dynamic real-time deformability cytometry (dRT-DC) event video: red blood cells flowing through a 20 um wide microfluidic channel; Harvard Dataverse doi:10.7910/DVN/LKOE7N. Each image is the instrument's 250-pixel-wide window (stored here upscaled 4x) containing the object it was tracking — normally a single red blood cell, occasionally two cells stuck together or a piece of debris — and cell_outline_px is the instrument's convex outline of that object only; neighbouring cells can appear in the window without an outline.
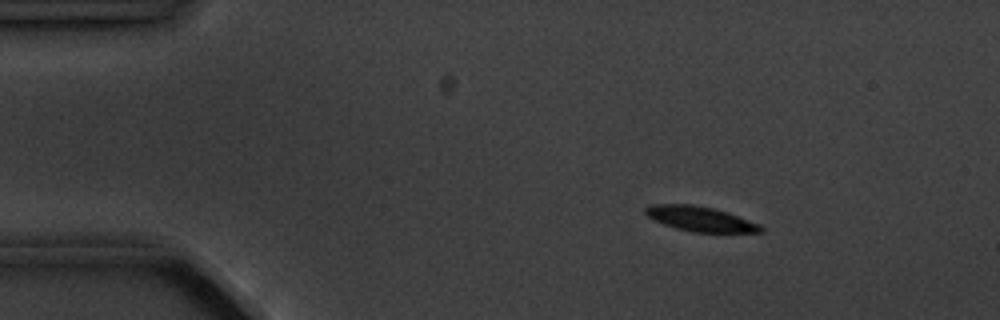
{"species": "common noctule bat (a hibernating species)", "species_latin": "Nyctalus noctula", "temperature_condition": "cold", "stored_images_in_passage": 15, "camera_frame_rate_fps": 3000, "um_per_image_px": 0.085, "animal": {"sex": "male", "body_mass_g": 20.1, "forearm_length_mm": 53.5}, "frame": {"image": 1, "passage_image": 3, "time_ms": 2.333, "image_size_px": [1000, 320], "cell_outline_px": [[764, 232], [692, 232], [676, 228], [652, 220], [644, 212], [644, 208], [652, 204], [692, 204], [712, 208], [728, 212], [760, 224], [764, 228]], "centroid_in_image_um": [59.52, 18.6], "position_along_channel_um": 25.5, "area_um2": 16.76}}
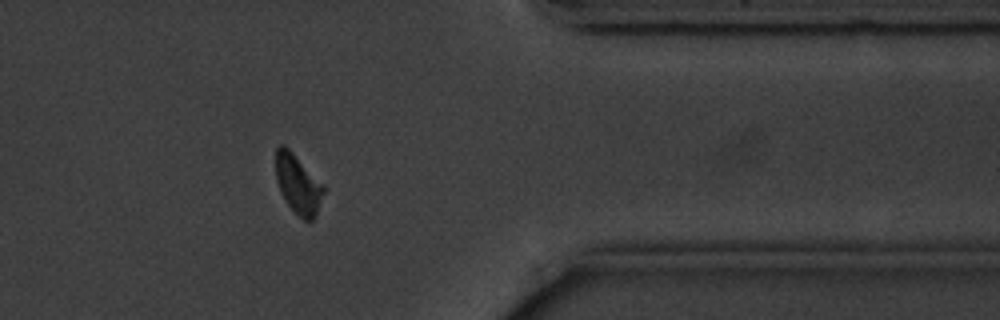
{"frame": {"image": 2, "passage_image": 13, "time_ms": 14.667, "image_size_px": [1000, 320], "cell_outline_px": [[324, 192], [316, 216], [312, 220], [304, 220], [284, 200], [280, 192], [276, 180], [276, 148], [280, 144], [284, 144], [324, 184]], "centroid_in_image_um": [25.33, 15.64], "position_along_channel_um": 386.1, "area_um2": 16.42}}
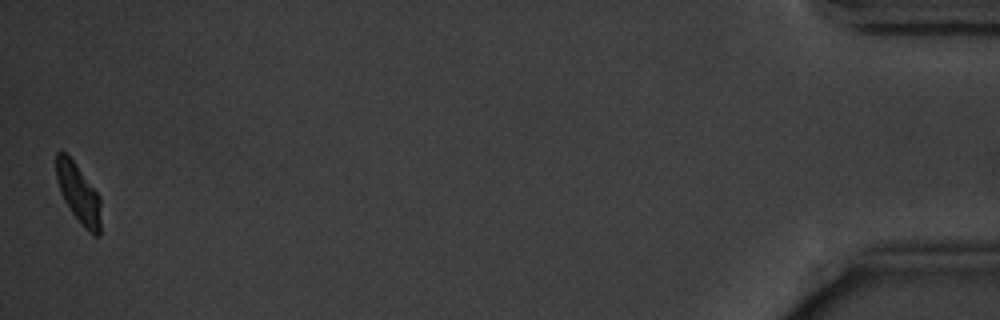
{"frame": {"image": 3, "passage_image": 15, "time_ms": 18.0, "image_size_px": [1000, 320], "cell_outline_px": [[100, 236], [92, 236], [84, 228], [72, 212], [64, 200], [60, 192], [56, 180], [56, 152], [60, 148], [76, 164], [100, 196]], "centroid_in_image_um": [6.66, 16.44], "position_along_channel_um": 428.5, "area_um2": 15.49}, "authors_computed_cell_mechanics": {"area_um2": 17.1088, "velocity_mm_per_s": 3.563, "shape_relaxation_time_tau1_ms": 1.4597, "shape_relaxation_time_tau2_ms": null, "deformation_change_tau1": 0.065, "deformation_change_tau2": null}}